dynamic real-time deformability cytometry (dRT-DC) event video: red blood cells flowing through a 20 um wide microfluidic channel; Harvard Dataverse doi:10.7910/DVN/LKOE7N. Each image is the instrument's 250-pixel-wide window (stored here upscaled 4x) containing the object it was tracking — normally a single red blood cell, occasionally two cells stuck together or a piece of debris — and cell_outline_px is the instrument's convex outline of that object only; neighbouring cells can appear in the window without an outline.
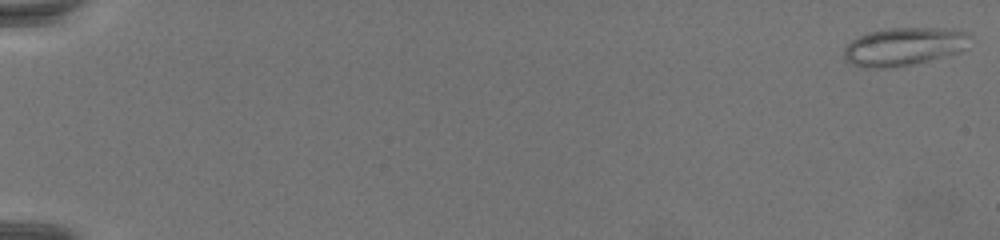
{"species": "common noctule bat (a hibernating species)", "species_latin": "Nyctalus noctula", "temperature_condition": "warm", "stored_images_in_passage": 70, "camera_frame_rate_fps": 3000, "um_per_image_px": 0.085, "animal": {"sex": "female", "body_mass_g": 19.5, "forearm_length_mm": 54.1}, "frame": {"image": 1, "passage_image": 1, "time_ms": 0.0, "image_size_px": [1000, 240], "cell_outline_px": [[972, 36], [968, 48], [960, 52], [912, 64], [888, 68], [864, 68], [852, 64], [844, 60], [844, 48], [852, 40], [868, 32], [888, 28], [956, 28], [968, 32]], "centroid_in_image_um": [76.89, 3.95], "position_along_channel_um": 8.1, "area_um2": 28.38}}
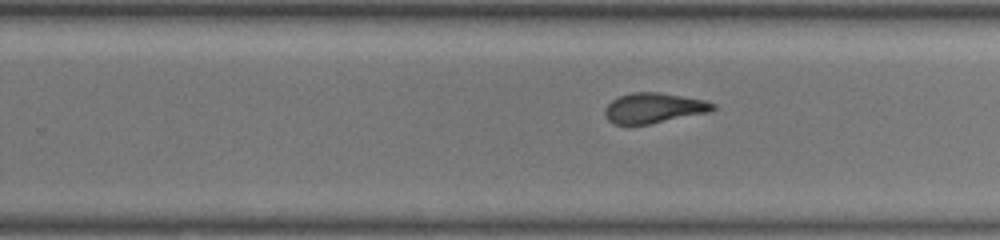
{"frame": {"image": 2, "passage_image": 47, "time_ms": 15.333, "image_size_px": [1000, 240], "cell_outline_px": [[716, 108], [708, 112], [652, 124], [612, 124], [608, 120], [604, 112], [604, 108], [612, 100], [620, 96], [632, 92], [660, 92], [708, 100], [716, 104]], "centroid_in_image_um": [55.59, 9.17], "position_along_channel_um": 274.2, "area_um2": 19.19}}
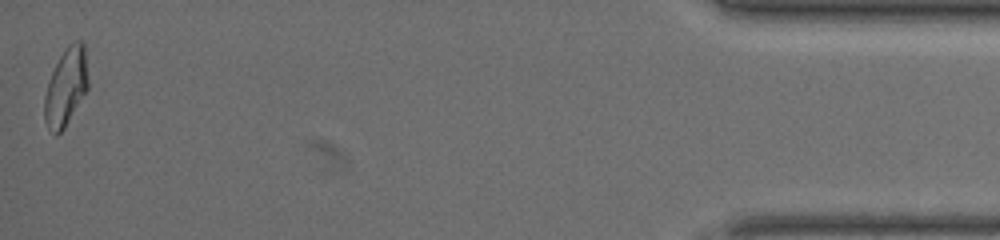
{"frame": {"image": 3, "passage_image": 70, "time_ms": 23.0, "image_size_px": [1000, 240], "cell_outline_px": [[88, 88], [64, 128], [56, 136], [48, 128], [44, 120], [44, 96], [48, 80], [60, 56], [68, 44], [72, 40], [80, 40], [84, 44], [88, 80]], "centroid_in_image_um": [5.59, 7.38], "position_along_channel_um": 429.6, "area_um2": 19.71}}